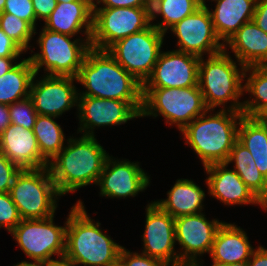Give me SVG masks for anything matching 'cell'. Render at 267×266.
Returning a JSON list of instances; mask_svg holds the SVG:
<instances>
[{
	"label": "cell",
	"mask_w": 267,
	"mask_h": 266,
	"mask_svg": "<svg viewBox=\"0 0 267 266\" xmlns=\"http://www.w3.org/2000/svg\"><path fill=\"white\" fill-rule=\"evenodd\" d=\"M109 154L95 136L67 139V146L48 162V169L62 196L81 187L96 184Z\"/></svg>",
	"instance_id": "obj_1"
},
{
	"label": "cell",
	"mask_w": 267,
	"mask_h": 266,
	"mask_svg": "<svg viewBox=\"0 0 267 266\" xmlns=\"http://www.w3.org/2000/svg\"><path fill=\"white\" fill-rule=\"evenodd\" d=\"M87 89L78 96L143 102L142 83L128 73L107 50L91 48L77 75Z\"/></svg>",
	"instance_id": "obj_2"
},
{
	"label": "cell",
	"mask_w": 267,
	"mask_h": 266,
	"mask_svg": "<svg viewBox=\"0 0 267 266\" xmlns=\"http://www.w3.org/2000/svg\"><path fill=\"white\" fill-rule=\"evenodd\" d=\"M80 199L67 217L66 250L64 260L74 265L108 266L119 259L123 246L99 229Z\"/></svg>",
	"instance_id": "obj_3"
},
{
	"label": "cell",
	"mask_w": 267,
	"mask_h": 266,
	"mask_svg": "<svg viewBox=\"0 0 267 266\" xmlns=\"http://www.w3.org/2000/svg\"><path fill=\"white\" fill-rule=\"evenodd\" d=\"M242 116V112L228 109L212 114L210 109L181 130L185 143L195 151L204 167L227 161L238 140V126Z\"/></svg>",
	"instance_id": "obj_4"
},
{
	"label": "cell",
	"mask_w": 267,
	"mask_h": 266,
	"mask_svg": "<svg viewBox=\"0 0 267 266\" xmlns=\"http://www.w3.org/2000/svg\"><path fill=\"white\" fill-rule=\"evenodd\" d=\"M200 57L198 85L203 95L204 103L208 110L223 105L230 101L227 108L231 111L242 112L243 102L239 98L244 94V71L245 66H237V62L231 59L227 50H223L212 56Z\"/></svg>",
	"instance_id": "obj_5"
},
{
	"label": "cell",
	"mask_w": 267,
	"mask_h": 266,
	"mask_svg": "<svg viewBox=\"0 0 267 266\" xmlns=\"http://www.w3.org/2000/svg\"><path fill=\"white\" fill-rule=\"evenodd\" d=\"M41 30L37 40L40 53L29 56L34 72L38 75L45 66L43 69L47 76L77 77L86 54L91 49V38L72 41V36L46 28Z\"/></svg>",
	"instance_id": "obj_6"
},
{
	"label": "cell",
	"mask_w": 267,
	"mask_h": 266,
	"mask_svg": "<svg viewBox=\"0 0 267 266\" xmlns=\"http://www.w3.org/2000/svg\"><path fill=\"white\" fill-rule=\"evenodd\" d=\"M141 117L162 115L165 123L181 131L207 109L199 86L185 88H142Z\"/></svg>",
	"instance_id": "obj_7"
},
{
	"label": "cell",
	"mask_w": 267,
	"mask_h": 266,
	"mask_svg": "<svg viewBox=\"0 0 267 266\" xmlns=\"http://www.w3.org/2000/svg\"><path fill=\"white\" fill-rule=\"evenodd\" d=\"M9 193L22 220L53 216L61 196L48 167L21 169Z\"/></svg>",
	"instance_id": "obj_8"
},
{
	"label": "cell",
	"mask_w": 267,
	"mask_h": 266,
	"mask_svg": "<svg viewBox=\"0 0 267 266\" xmlns=\"http://www.w3.org/2000/svg\"><path fill=\"white\" fill-rule=\"evenodd\" d=\"M165 34L152 24L137 33L120 39L107 51L142 84L151 75L161 52Z\"/></svg>",
	"instance_id": "obj_9"
},
{
	"label": "cell",
	"mask_w": 267,
	"mask_h": 266,
	"mask_svg": "<svg viewBox=\"0 0 267 266\" xmlns=\"http://www.w3.org/2000/svg\"><path fill=\"white\" fill-rule=\"evenodd\" d=\"M151 25V7L93 8L91 48L107 50L112 44Z\"/></svg>",
	"instance_id": "obj_10"
},
{
	"label": "cell",
	"mask_w": 267,
	"mask_h": 266,
	"mask_svg": "<svg viewBox=\"0 0 267 266\" xmlns=\"http://www.w3.org/2000/svg\"><path fill=\"white\" fill-rule=\"evenodd\" d=\"M54 215L43 219H25L10 232L22 251L33 261L50 264L64 258L66 250V229L55 225ZM54 254L57 260L51 258Z\"/></svg>",
	"instance_id": "obj_11"
},
{
	"label": "cell",
	"mask_w": 267,
	"mask_h": 266,
	"mask_svg": "<svg viewBox=\"0 0 267 266\" xmlns=\"http://www.w3.org/2000/svg\"><path fill=\"white\" fill-rule=\"evenodd\" d=\"M143 102H126L92 96H78V133L95 136V127L125 124L141 117Z\"/></svg>",
	"instance_id": "obj_12"
},
{
	"label": "cell",
	"mask_w": 267,
	"mask_h": 266,
	"mask_svg": "<svg viewBox=\"0 0 267 266\" xmlns=\"http://www.w3.org/2000/svg\"><path fill=\"white\" fill-rule=\"evenodd\" d=\"M207 6H201L193 14L186 16L170 30L178 38L179 51L198 57L215 55L225 50L217 36Z\"/></svg>",
	"instance_id": "obj_13"
},
{
	"label": "cell",
	"mask_w": 267,
	"mask_h": 266,
	"mask_svg": "<svg viewBox=\"0 0 267 266\" xmlns=\"http://www.w3.org/2000/svg\"><path fill=\"white\" fill-rule=\"evenodd\" d=\"M200 57L179 50L161 51L142 88H185L198 85Z\"/></svg>",
	"instance_id": "obj_14"
},
{
	"label": "cell",
	"mask_w": 267,
	"mask_h": 266,
	"mask_svg": "<svg viewBox=\"0 0 267 266\" xmlns=\"http://www.w3.org/2000/svg\"><path fill=\"white\" fill-rule=\"evenodd\" d=\"M35 73L29 97L38 115L59 117L65 111L78 105V90L71 76H45L41 80H35ZM36 81V83H35Z\"/></svg>",
	"instance_id": "obj_15"
},
{
	"label": "cell",
	"mask_w": 267,
	"mask_h": 266,
	"mask_svg": "<svg viewBox=\"0 0 267 266\" xmlns=\"http://www.w3.org/2000/svg\"><path fill=\"white\" fill-rule=\"evenodd\" d=\"M217 219L209 221L202 212L175 218V241L180 245L179 266L191 264L198 256L211 251L217 229L222 225ZM183 252V253H182Z\"/></svg>",
	"instance_id": "obj_16"
},
{
	"label": "cell",
	"mask_w": 267,
	"mask_h": 266,
	"mask_svg": "<svg viewBox=\"0 0 267 266\" xmlns=\"http://www.w3.org/2000/svg\"><path fill=\"white\" fill-rule=\"evenodd\" d=\"M143 254L159 259L169 266H179L175 251V219L154 202L146 206L145 230L142 235Z\"/></svg>",
	"instance_id": "obj_17"
},
{
	"label": "cell",
	"mask_w": 267,
	"mask_h": 266,
	"mask_svg": "<svg viewBox=\"0 0 267 266\" xmlns=\"http://www.w3.org/2000/svg\"><path fill=\"white\" fill-rule=\"evenodd\" d=\"M150 177L140 168L139 162L113 159L108 156L97 185L100 196L111 198L135 197L150 184Z\"/></svg>",
	"instance_id": "obj_18"
},
{
	"label": "cell",
	"mask_w": 267,
	"mask_h": 266,
	"mask_svg": "<svg viewBox=\"0 0 267 266\" xmlns=\"http://www.w3.org/2000/svg\"><path fill=\"white\" fill-rule=\"evenodd\" d=\"M226 163H214L205 166L209 175L206 178L209 195L215 197L225 205H265L246 186L235 170L227 169Z\"/></svg>",
	"instance_id": "obj_19"
},
{
	"label": "cell",
	"mask_w": 267,
	"mask_h": 266,
	"mask_svg": "<svg viewBox=\"0 0 267 266\" xmlns=\"http://www.w3.org/2000/svg\"><path fill=\"white\" fill-rule=\"evenodd\" d=\"M0 152L21 169L48 167L41 156L33 129L10 124L0 134Z\"/></svg>",
	"instance_id": "obj_20"
},
{
	"label": "cell",
	"mask_w": 267,
	"mask_h": 266,
	"mask_svg": "<svg viewBox=\"0 0 267 266\" xmlns=\"http://www.w3.org/2000/svg\"><path fill=\"white\" fill-rule=\"evenodd\" d=\"M94 0H76L68 3H57L56 8L45 20L43 28L61 34L75 36L77 33L91 38L93 29ZM82 28L85 29L82 31Z\"/></svg>",
	"instance_id": "obj_21"
},
{
	"label": "cell",
	"mask_w": 267,
	"mask_h": 266,
	"mask_svg": "<svg viewBox=\"0 0 267 266\" xmlns=\"http://www.w3.org/2000/svg\"><path fill=\"white\" fill-rule=\"evenodd\" d=\"M234 52L238 65L267 66V33L253 20L243 24L225 43Z\"/></svg>",
	"instance_id": "obj_22"
},
{
	"label": "cell",
	"mask_w": 267,
	"mask_h": 266,
	"mask_svg": "<svg viewBox=\"0 0 267 266\" xmlns=\"http://www.w3.org/2000/svg\"><path fill=\"white\" fill-rule=\"evenodd\" d=\"M254 249L242 228L223 222L215 234L210 257L213 263L225 266L248 261Z\"/></svg>",
	"instance_id": "obj_23"
},
{
	"label": "cell",
	"mask_w": 267,
	"mask_h": 266,
	"mask_svg": "<svg viewBox=\"0 0 267 266\" xmlns=\"http://www.w3.org/2000/svg\"><path fill=\"white\" fill-rule=\"evenodd\" d=\"M216 7L209 10L215 32L225 43L254 16L257 0H214Z\"/></svg>",
	"instance_id": "obj_24"
},
{
	"label": "cell",
	"mask_w": 267,
	"mask_h": 266,
	"mask_svg": "<svg viewBox=\"0 0 267 266\" xmlns=\"http://www.w3.org/2000/svg\"><path fill=\"white\" fill-rule=\"evenodd\" d=\"M167 197L154 203L174 219L184 215L199 214L204 209L202 203L205 192L193 180L177 179L168 191Z\"/></svg>",
	"instance_id": "obj_25"
},
{
	"label": "cell",
	"mask_w": 267,
	"mask_h": 266,
	"mask_svg": "<svg viewBox=\"0 0 267 266\" xmlns=\"http://www.w3.org/2000/svg\"><path fill=\"white\" fill-rule=\"evenodd\" d=\"M234 162V169L246 186L265 205L267 211V179L259 172L250 151L238 140L234 143L227 165Z\"/></svg>",
	"instance_id": "obj_26"
},
{
	"label": "cell",
	"mask_w": 267,
	"mask_h": 266,
	"mask_svg": "<svg viewBox=\"0 0 267 266\" xmlns=\"http://www.w3.org/2000/svg\"><path fill=\"white\" fill-rule=\"evenodd\" d=\"M238 141L252 154L260 173L267 179V124L258 117L242 116Z\"/></svg>",
	"instance_id": "obj_27"
},
{
	"label": "cell",
	"mask_w": 267,
	"mask_h": 266,
	"mask_svg": "<svg viewBox=\"0 0 267 266\" xmlns=\"http://www.w3.org/2000/svg\"><path fill=\"white\" fill-rule=\"evenodd\" d=\"M21 60L0 77V104L10 105L29 97L35 72L29 57Z\"/></svg>",
	"instance_id": "obj_28"
},
{
	"label": "cell",
	"mask_w": 267,
	"mask_h": 266,
	"mask_svg": "<svg viewBox=\"0 0 267 266\" xmlns=\"http://www.w3.org/2000/svg\"><path fill=\"white\" fill-rule=\"evenodd\" d=\"M247 72H250L247 73ZM247 74L249 75L245 80ZM243 92L253 99L243 101L242 113L247 117H258L267 108V66H251L244 71Z\"/></svg>",
	"instance_id": "obj_29"
},
{
	"label": "cell",
	"mask_w": 267,
	"mask_h": 266,
	"mask_svg": "<svg viewBox=\"0 0 267 266\" xmlns=\"http://www.w3.org/2000/svg\"><path fill=\"white\" fill-rule=\"evenodd\" d=\"M56 118L38 115L33 128L41 156L47 162H50L65 145L63 129L54 121Z\"/></svg>",
	"instance_id": "obj_30"
},
{
	"label": "cell",
	"mask_w": 267,
	"mask_h": 266,
	"mask_svg": "<svg viewBox=\"0 0 267 266\" xmlns=\"http://www.w3.org/2000/svg\"><path fill=\"white\" fill-rule=\"evenodd\" d=\"M200 7L197 0H157L151 5V21L155 20L158 15H161L163 20L157 24L152 22V25L166 34L172 26L193 14Z\"/></svg>",
	"instance_id": "obj_31"
},
{
	"label": "cell",
	"mask_w": 267,
	"mask_h": 266,
	"mask_svg": "<svg viewBox=\"0 0 267 266\" xmlns=\"http://www.w3.org/2000/svg\"><path fill=\"white\" fill-rule=\"evenodd\" d=\"M0 28L12 39L24 52L31 46L30 40L36 34V29L27 21L11 14L2 12L0 14Z\"/></svg>",
	"instance_id": "obj_32"
},
{
	"label": "cell",
	"mask_w": 267,
	"mask_h": 266,
	"mask_svg": "<svg viewBox=\"0 0 267 266\" xmlns=\"http://www.w3.org/2000/svg\"><path fill=\"white\" fill-rule=\"evenodd\" d=\"M10 123L23 126L25 129H33L38 113L36 112L30 97L16 101L10 105Z\"/></svg>",
	"instance_id": "obj_33"
},
{
	"label": "cell",
	"mask_w": 267,
	"mask_h": 266,
	"mask_svg": "<svg viewBox=\"0 0 267 266\" xmlns=\"http://www.w3.org/2000/svg\"><path fill=\"white\" fill-rule=\"evenodd\" d=\"M21 220L10 193H0V228L4 227L10 233Z\"/></svg>",
	"instance_id": "obj_34"
},
{
	"label": "cell",
	"mask_w": 267,
	"mask_h": 266,
	"mask_svg": "<svg viewBox=\"0 0 267 266\" xmlns=\"http://www.w3.org/2000/svg\"><path fill=\"white\" fill-rule=\"evenodd\" d=\"M3 12L11 13L36 28V15L31 0H5Z\"/></svg>",
	"instance_id": "obj_35"
},
{
	"label": "cell",
	"mask_w": 267,
	"mask_h": 266,
	"mask_svg": "<svg viewBox=\"0 0 267 266\" xmlns=\"http://www.w3.org/2000/svg\"><path fill=\"white\" fill-rule=\"evenodd\" d=\"M21 168L0 152V193L9 192Z\"/></svg>",
	"instance_id": "obj_36"
},
{
	"label": "cell",
	"mask_w": 267,
	"mask_h": 266,
	"mask_svg": "<svg viewBox=\"0 0 267 266\" xmlns=\"http://www.w3.org/2000/svg\"><path fill=\"white\" fill-rule=\"evenodd\" d=\"M119 259L124 266H169L165 262L143 253L130 252L122 247Z\"/></svg>",
	"instance_id": "obj_37"
},
{
	"label": "cell",
	"mask_w": 267,
	"mask_h": 266,
	"mask_svg": "<svg viewBox=\"0 0 267 266\" xmlns=\"http://www.w3.org/2000/svg\"><path fill=\"white\" fill-rule=\"evenodd\" d=\"M23 52L0 28V57H20Z\"/></svg>",
	"instance_id": "obj_38"
},
{
	"label": "cell",
	"mask_w": 267,
	"mask_h": 266,
	"mask_svg": "<svg viewBox=\"0 0 267 266\" xmlns=\"http://www.w3.org/2000/svg\"><path fill=\"white\" fill-rule=\"evenodd\" d=\"M93 8L151 7L146 0H94ZM96 3V4H95ZM102 3L101 7H98ZM98 4V5H97Z\"/></svg>",
	"instance_id": "obj_39"
},
{
	"label": "cell",
	"mask_w": 267,
	"mask_h": 266,
	"mask_svg": "<svg viewBox=\"0 0 267 266\" xmlns=\"http://www.w3.org/2000/svg\"><path fill=\"white\" fill-rule=\"evenodd\" d=\"M36 15V21L39 19L45 20L50 16L57 6V0H31Z\"/></svg>",
	"instance_id": "obj_40"
},
{
	"label": "cell",
	"mask_w": 267,
	"mask_h": 266,
	"mask_svg": "<svg viewBox=\"0 0 267 266\" xmlns=\"http://www.w3.org/2000/svg\"><path fill=\"white\" fill-rule=\"evenodd\" d=\"M252 20L260 29L267 33V0L256 1Z\"/></svg>",
	"instance_id": "obj_41"
},
{
	"label": "cell",
	"mask_w": 267,
	"mask_h": 266,
	"mask_svg": "<svg viewBox=\"0 0 267 266\" xmlns=\"http://www.w3.org/2000/svg\"><path fill=\"white\" fill-rule=\"evenodd\" d=\"M249 266H267V249L258 246L252 252L251 258L248 260Z\"/></svg>",
	"instance_id": "obj_42"
},
{
	"label": "cell",
	"mask_w": 267,
	"mask_h": 266,
	"mask_svg": "<svg viewBox=\"0 0 267 266\" xmlns=\"http://www.w3.org/2000/svg\"><path fill=\"white\" fill-rule=\"evenodd\" d=\"M8 105L0 104V134L10 125Z\"/></svg>",
	"instance_id": "obj_43"
},
{
	"label": "cell",
	"mask_w": 267,
	"mask_h": 266,
	"mask_svg": "<svg viewBox=\"0 0 267 266\" xmlns=\"http://www.w3.org/2000/svg\"><path fill=\"white\" fill-rule=\"evenodd\" d=\"M16 59L19 57H0V77L17 64Z\"/></svg>",
	"instance_id": "obj_44"
},
{
	"label": "cell",
	"mask_w": 267,
	"mask_h": 266,
	"mask_svg": "<svg viewBox=\"0 0 267 266\" xmlns=\"http://www.w3.org/2000/svg\"><path fill=\"white\" fill-rule=\"evenodd\" d=\"M13 266H47V264L40 262V261H22L20 263L14 264Z\"/></svg>",
	"instance_id": "obj_45"
},
{
	"label": "cell",
	"mask_w": 267,
	"mask_h": 266,
	"mask_svg": "<svg viewBox=\"0 0 267 266\" xmlns=\"http://www.w3.org/2000/svg\"><path fill=\"white\" fill-rule=\"evenodd\" d=\"M47 266H76L73 263L67 262L64 259L54 261L50 264H47Z\"/></svg>",
	"instance_id": "obj_46"
},
{
	"label": "cell",
	"mask_w": 267,
	"mask_h": 266,
	"mask_svg": "<svg viewBox=\"0 0 267 266\" xmlns=\"http://www.w3.org/2000/svg\"><path fill=\"white\" fill-rule=\"evenodd\" d=\"M258 118L265 123L267 122V108L258 116Z\"/></svg>",
	"instance_id": "obj_47"
},
{
	"label": "cell",
	"mask_w": 267,
	"mask_h": 266,
	"mask_svg": "<svg viewBox=\"0 0 267 266\" xmlns=\"http://www.w3.org/2000/svg\"><path fill=\"white\" fill-rule=\"evenodd\" d=\"M225 266H249V265H248V261H244V262H235V263L228 264Z\"/></svg>",
	"instance_id": "obj_48"
},
{
	"label": "cell",
	"mask_w": 267,
	"mask_h": 266,
	"mask_svg": "<svg viewBox=\"0 0 267 266\" xmlns=\"http://www.w3.org/2000/svg\"><path fill=\"white\" fill-rule=\"evenodd\" d=\"M201 261L197 260V261H194L192 262L191 264H189L190 266H201L202 265V262L200 263ZM201 264V265H200ZM203 266V265H202ZM211 266H223V265H218V264H215L213 263Z\"/></svg>",
	"instance_id": "obj_49"
},
{
	"label": "cell",
	"mask_w": 267,
	"mask_h": 266,
	"mask_svg": "<svg viewBox=\"0 0 267 266\" xmlns=\"http://www.w3.org/2000/svg\"><path fill=\"white\" fill-rule=\"evenodd\" d=\"M108 266H124L123 263L121 262L120 259H118L117 261H115L112 264H109Z\"/></svg>",
	"instance_id": "obj_50"
},
{
	"label": "cell",
	"mask_w": 267,
	"mask_h": 266,
	"mask_svg": "<svg viewBox=\"0 0 267 266\" xmlns=\"http://www.w3.org/2000/svg\"><path fill=\"white\" fill-rule=\"evenodd\" d=\"M5 6V0H0V14L3 12Z\"/></svg>",
	"instance_id": "obj_51"
},
{
	"label": "cell",
	"mask_w": 267,
	"mask_h": 266,
	"mask_svg": "<svg viewBox=\"0 0 267 266\" xmlns=\"http://www.w3.org/2000/svg\"><path fill=\"white\" fill-rule=\"evenodd\" d=\"M197 1H198V3H199L200 6H204V7L207 6L206 5V2H205L206 0H197ZM212 1H214V0H212Z\"/></svg>",
	"instance_id": "obj_52"
},
{
	"label": "cell",
	"mask_w": 267,
	"mask_h": 266,
	"mask_svg": "<svg viewBox=\"0 0 267 266\" xmlns=\"http://www.w3.org/2000/svg\"><path fill=\"white\" fill-rule=\"evenodd\" d=\"M71 1H76V0H57L58 3L62 2V3H68V2H71Z\"/></svg>",
	"instance_id": "obj_53"
},
{
	"label": "cell",
	"mask_w": 267,
	"mask_h": 266,
	"mask_svg": "<svg viewBox=\"0 0 267 266\" xmlns=\"http://www.w3.org/2000/svg\"><path fill=\"white\" fill-rule=\"evenodd\" d=\"M147 3L151 6L153 3H155L157 0H146Z\"/></svg>",
	"instance_id": "obj_54"
},
{
	"label": "cell",
	"mask_w": 267,
	"mask_h": 266,
	"mask_svg": "<svg viewBox=\"0 0 267 266\" xmlns=\"http://www.w3.org/2000/svg\"><path fill=\"white\" fill-rule=\"evenodd\" d=\"M180 266H190L189 264H183V265H180Z\"/></svg>",
	"instance_id": "obj_55"
}]
</instances>
